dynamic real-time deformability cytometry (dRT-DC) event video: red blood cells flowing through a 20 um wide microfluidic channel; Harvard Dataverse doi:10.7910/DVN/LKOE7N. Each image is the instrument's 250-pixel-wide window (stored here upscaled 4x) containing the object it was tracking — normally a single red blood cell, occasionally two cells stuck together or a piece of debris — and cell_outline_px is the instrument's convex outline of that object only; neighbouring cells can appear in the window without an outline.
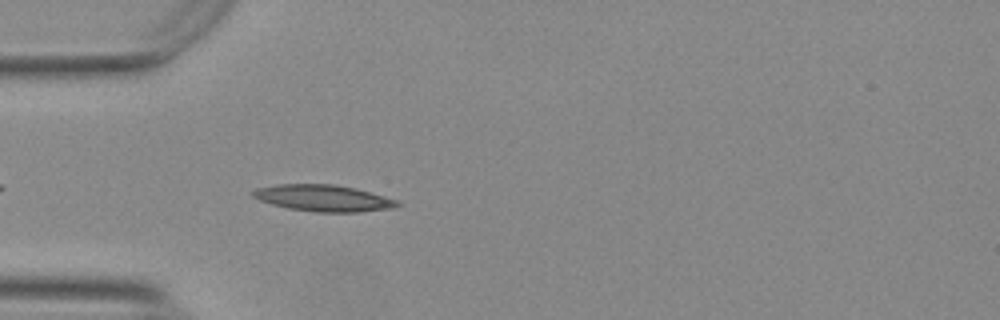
{"species": "Egyptian fruit bat (a non-hibernating species)", "species_latin": "Rousettus aegyptiacus", "temperature_condition": "warm", "stored_images_in_passage": 43, "camera_frame_rate_fps": 3000, "um_per_image_px": 0.085, "animal": {"sex": "female"}, "frame": {"image": 1, "passage_image": 5, "time_ms": 1.333, "image_size_px": [1000, 320], "cell_outline_px": [[400, 204], [392, 208], [356, 212], [316, 212], [288, 208], [272, 204], [260, 200], [252, 196], [248, 192], [256, 188], [276, 184], [336, 184], [356, 188], [396, 200]], "centroid_in_image_um": [27.41, 16.83], "position_along_channel_um": 57.6, "area_um2": 22.25}}
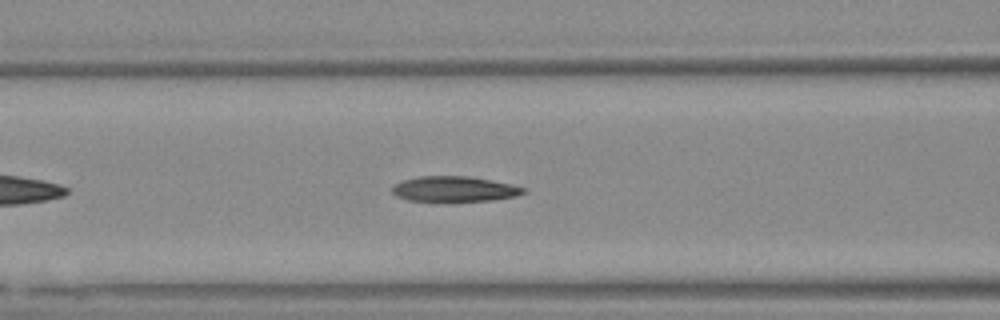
{"frame": {"image": 2, "passage_image": 11, "time_ms": 3.333, "image_size_px": [1000, 320], "cell_outline_px": [[528, 188], [524, 192], [516, 196], [492, 200], [448, 204], [444, 204], [408, 200], [396, 196], [392, 192], [392, 188], [396, 184], [404, 180], [420, 176], [468, 176]], "centroid_in_image_um": [38.58, 16.12], "position_along_channel_um": 128.0, "area_um2": 20.06}}
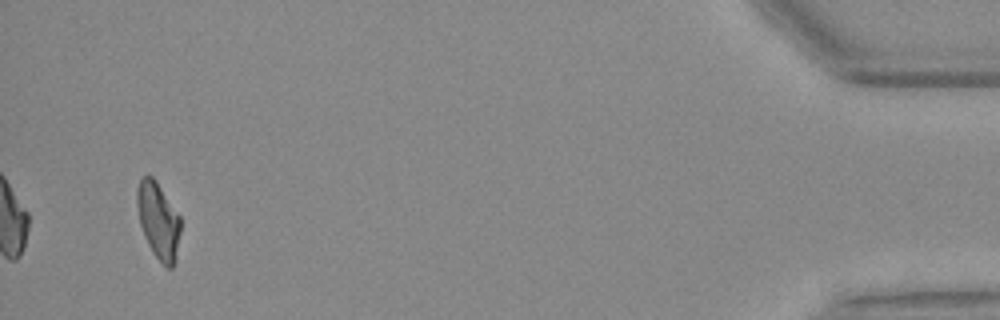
{"frame": {"image": 3, "passage_image": 41, "time_ms": 13.333, "image_size_px": [1000, 320], "cell_outline_px": [[180, 232], [176, 260], [172, 268], [164, 268], [152, 252], [148, 244], [140, 224], [136, 204], [136, 192], [140, 180], [144, 176], [152, 176], [156, 180], [180, 216]], "centroid_in_image_um": [13.46, 18.79], "position_along_channel_um": 421.7, "area_um2": 19.48}, "authors_computed_cell_mechanics": {"area_um2": 20.0566, "velocity_mm_per_s": 3.7399, "shape_relaxation_time_tau1_ms": 8.625, "shape_relaxation_time_tau2_ms": 2.4834, "deformation_change_tau1": 0.2566, "deformation_change_tau2": 0.1169}}